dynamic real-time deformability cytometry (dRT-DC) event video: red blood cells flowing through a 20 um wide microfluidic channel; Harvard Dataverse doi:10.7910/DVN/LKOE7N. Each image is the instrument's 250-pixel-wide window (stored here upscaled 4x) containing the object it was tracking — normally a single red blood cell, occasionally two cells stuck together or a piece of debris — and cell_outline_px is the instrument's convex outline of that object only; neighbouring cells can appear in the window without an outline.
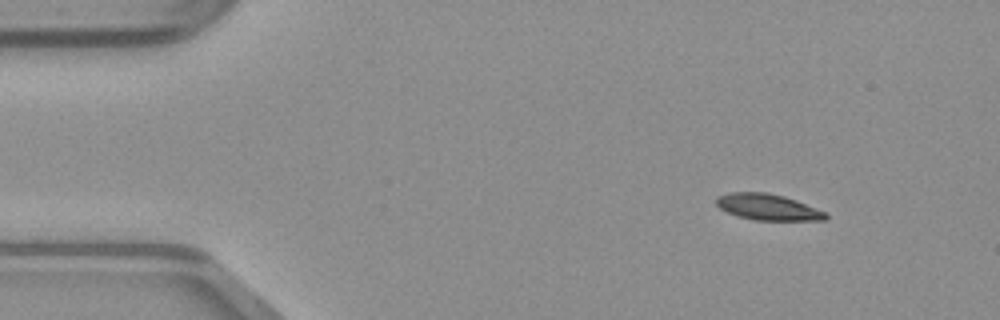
{"species": "common noctule bat (a hibernating species)", "species_latin": "Nyctalus noctula", "temperature_condition": "warm", "stored_images_in_passage": 44, "camera_frame_rate_fps": 3000, "um_per_image_px": 0.085, "animal": {"sex": "male", "body_mass_g": 23.1, "forearm_length_mm": 52.7}, "frame": {"image": 1, "passage_image": 1, "time_ms": 0.0, "image_size_px": [1000, 320], "cell_outline_px": [[828, 216], [824, 220], [752, 220], [736, 216], [720, 208], [716, 204], [716, 196], [728, 192], [768, 192], [784, 196], [796, 200], [828, 212]], "centroid_in_image_um": [65.26, 17.59], "position_along_channel_um": 19.7, "area_um2": 16.88}}
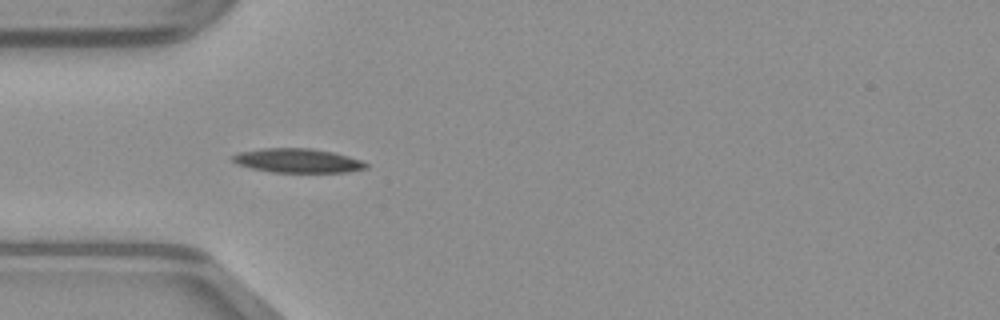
{"frame": {"image": 2, "passage_image": 10, "time_ms": 3.0, "image_size_px": [1000, 320], "cell_outline_px": [[368, 168], [348, 172], [272, 172], [252, 168], [236, 164], [232, 160], [232, 156], [240, 152], [264, 148], [312, 148], [332, 152], [348, 156], [360, 160], [368, 164]], "centroid_in_image_um": [25.31, 13.65], "position_along_channel_um": 59.7, "area_um2": 18.67}}
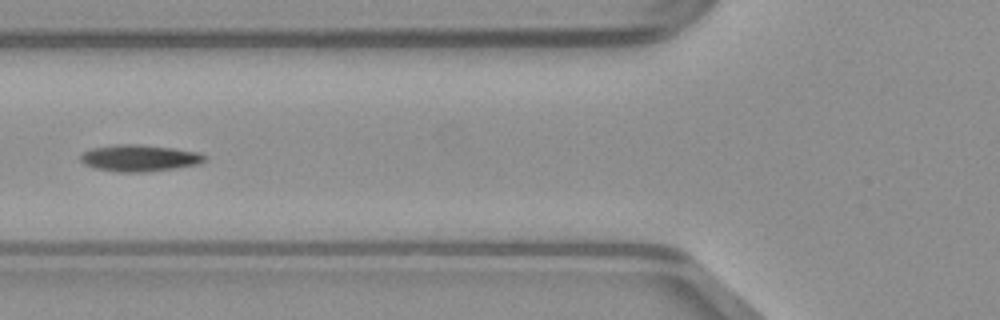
{"frame": {"image": 3, "passage_image": 14, "time_ms": 4.333, "image_size_px": [1000, 320], "cell_outline_px": [[208, 160], [200, 164], [176, 168], [144, 172], [116, 172], [92, 168], [84, 164], [80, 160], [80, 156], [84, 152], [92, 148], [112, 144], [136, 144], [172, 148], [200, 152], [208, 156]], "centroid_in_image_um": [11.87, 13.44], "position_along_channel_um": 113.9, "area_um2": 19.59}}